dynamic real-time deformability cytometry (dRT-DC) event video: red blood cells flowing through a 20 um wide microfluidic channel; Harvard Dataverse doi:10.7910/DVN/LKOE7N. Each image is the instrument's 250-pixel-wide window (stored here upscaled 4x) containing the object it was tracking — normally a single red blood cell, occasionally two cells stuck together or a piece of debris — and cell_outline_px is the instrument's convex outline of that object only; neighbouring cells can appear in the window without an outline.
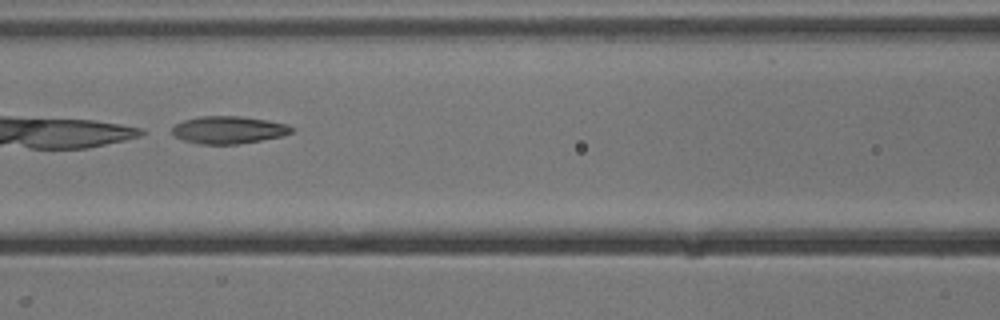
{"species": "common noctule bat (a hibernating species)", "species_latin": "Nyctalus noctula", "temperature_condition": "cold", "stored_images_in_passage": 17, "camera_frame_rate_fps": 3000, "um_per_image_px": 0.085, "animal": {"sex": "male", "body_mass_g": 13.3}, "frame": {"image": 1, "passage_image": 12, "time_ms": 3.667, "image_size_px": [1000, 320], "cell_outline_px": [[292, 132], [284, 136], [236, 144], [196, 144], [184, 140], [176, 136], [172, 132], [172, 128], [176, 124], [184, 120], [200, 116], [240, 116], [268, 120], [284, 124], [292, 128]], "centroid_in_image_um": [19.41, 11.04], "position_along_channel_um": 147.2, "area_um2": 18.96}}